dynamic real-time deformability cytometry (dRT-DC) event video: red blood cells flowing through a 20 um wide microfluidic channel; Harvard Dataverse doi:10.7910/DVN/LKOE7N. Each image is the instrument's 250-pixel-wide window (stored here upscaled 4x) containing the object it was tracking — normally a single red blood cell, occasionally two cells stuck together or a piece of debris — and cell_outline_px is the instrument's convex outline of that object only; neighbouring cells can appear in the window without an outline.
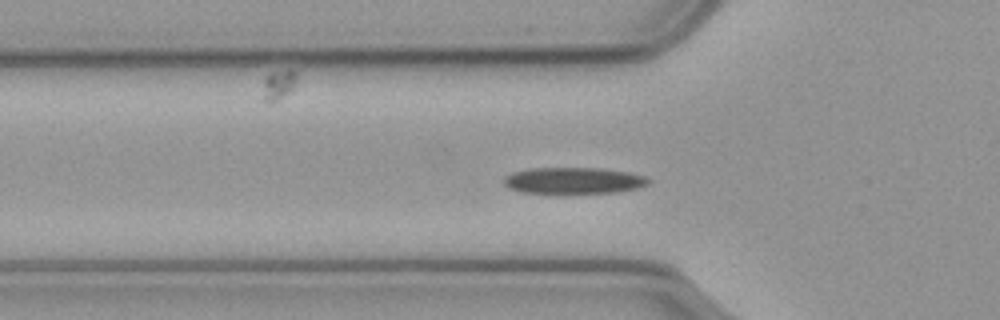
{"species": "common noctule bat (a hibernating species)", "species_latin": "Nyctalus noctula", "temperature_condition": "cold", "stored_images_in_passage": 44, "camera_frame_rate_fps": 3000, "um_per_image_px": 0.085, "animal": {"sex": "male", "body_mass_g": 23.1, "forearm_length_mm": 52.7}, "frame": {"image": 1, "passage_image": 4, "time_ms": 1.0, "image_size_px": [1000, 320], "cell_outline_px": [[652, 180], [648, 184], [636, 188], [616, 192], [556, 196], [524, 192], [508, 188], [504, 184], [504, 176], [512, 172], [532, 168], [600, 168], [628, 172], [644, 176]], "centroid_in_image_um": [48.71, 15.39], "position_along_channel_um": 77.1, "area_um2": 23.18}}
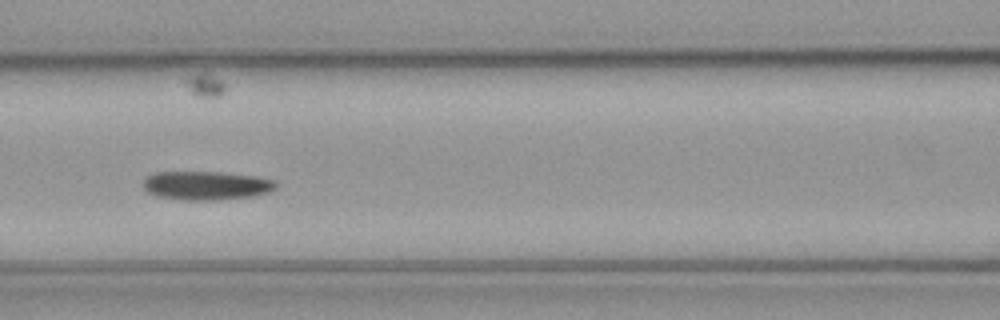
{"frame": {"image": 2, "passage_image": 10, "time_ms": 3.0, "image_size_px": [1000, 320], "cell_outline_px": [[276, 188], [272, 192], [252, 196], [216, 200], [184, 200], [156, 196], [148, 192], [144, 188], [144, 180], [148, 176], [156, 172], [220, 172], [256, 176], [272, 180], [276, 184]], "centroid_in_image_um": [17.55, 15.77], "position_along_channel_um": 149.1, "area_um2": 22.2}}
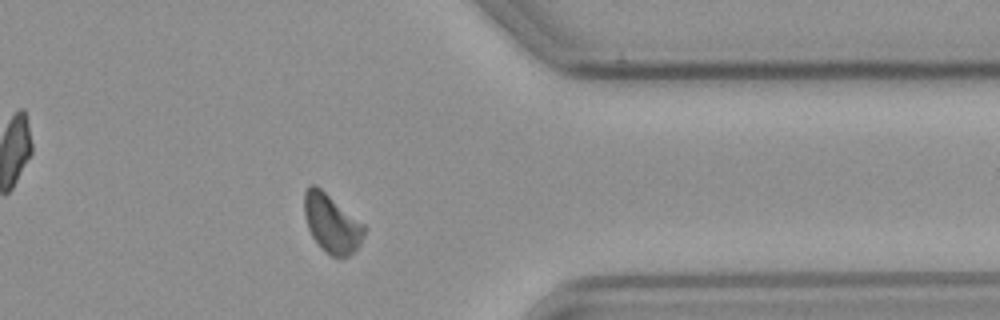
{"frame": {"image": 3, "passage_image": 31, "time_ms": 10.0, "image_size_px": [1000, 320], "cell_outline_px": [[368, 228], [360, 244], [348, 256], [340, 260], [332, 256], [320, 248], [312, 236], [308, 228], [304, 216], [304, 192], [308, 184], [316, 184], [364, 224]], "centroid_in_image_um": [28.19, 19.0], "position_along_channel_um": 383.2, "area_um2": 20.75}}